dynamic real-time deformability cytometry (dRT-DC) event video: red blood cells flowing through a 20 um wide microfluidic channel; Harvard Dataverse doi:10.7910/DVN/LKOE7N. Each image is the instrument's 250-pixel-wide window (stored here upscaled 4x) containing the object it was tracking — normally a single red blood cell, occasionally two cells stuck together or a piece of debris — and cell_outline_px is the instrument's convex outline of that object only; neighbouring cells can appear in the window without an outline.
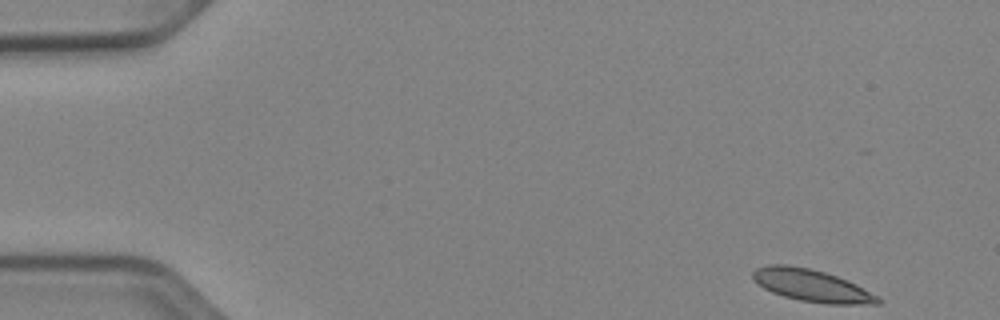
{"species": "Egyptian fruit bat (a non-hibernating species)", "species_latin": "Rousettus aegyptiacus", "temperature_condition": "cold", "stored_images_in_passage": 49, "camera_frame_rate_fps": 3000, "um_per_image_px": 0.085, "animal": {"sex": "female"}, "frame": {"image": 1, "passage_image": 1, "time_ms": 0.0, "image_size_px": [1000, 320], "cell_outline_px": [[880, 304], [824, 304], [800, 300], [784, 296], [772, 292], [764, 288], [752, 280], [752, 272], [756, 268], [768, 264], [784, 264], [808, 268], [824, 272], [848, 280], [880, 296]], "centroid_in_image_um": [68.99, 24.27], "position_along_channel_um": 16.0, "area_um2": 23.52}}
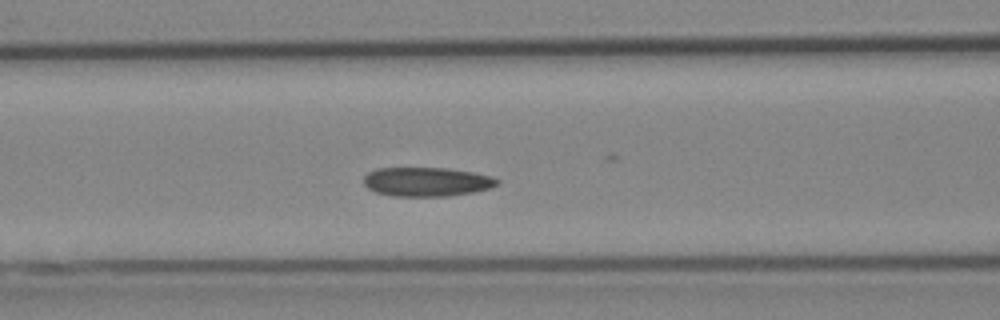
{"frame": {"image": 2, "passage_image": 19, "time_ms": 6.0, "image_size_px": [1000, 320], "cell_outline_px": [[500, 184], [492, 188], [472, 192], [448, 196], [392, 196], [376, 192], [368, 188], [364, 184], [364, 176], [368, 172], [376, 168], [448, 168], [472, 172], [492, 176], [500, 180]], "centroid_in_image_um": [36.29, 15.45], "position_along_channel_um": 130.3, "area_um2": 22.77}}
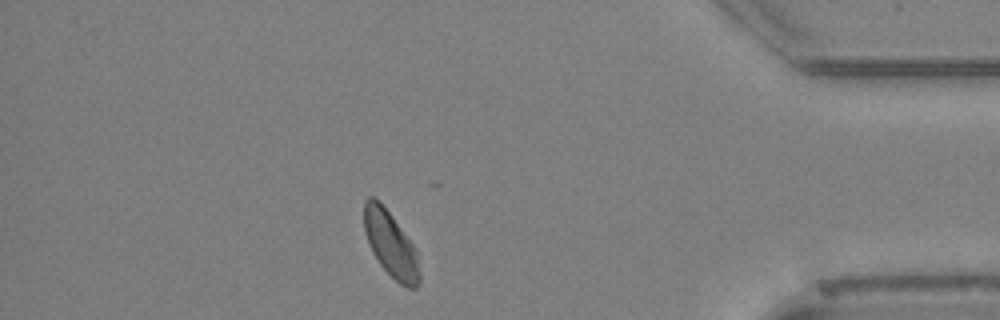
{"frame": {"image": 3, "passage_image": 43, "time_ms": 14.0, "image_size_px": [1000, 320], "cell_outline_px": [[420, 284], [416, 288], [408, 288], [400, 284], [380, 264], [372, 252], [364, 232], [364, 200], [368, 196], [372, 196], [380, 200], [416, 248], [420, 272]], "centroid_in_image_um": [33.21, 20.74], "position_along_channel_um": 402.0, "area_um2": 21.33}, "authors_computed_cell_mechanics": {"area_um2": 22.4842, "velocity_mm_per_s": 3.8604, "shape_relaxation_time_tau1_ms": null, "shape_relaxation_time_tau2_ms": 4.0677, "deformation_change_tau1": null, "deformation_change_tau2": 0.0733}}